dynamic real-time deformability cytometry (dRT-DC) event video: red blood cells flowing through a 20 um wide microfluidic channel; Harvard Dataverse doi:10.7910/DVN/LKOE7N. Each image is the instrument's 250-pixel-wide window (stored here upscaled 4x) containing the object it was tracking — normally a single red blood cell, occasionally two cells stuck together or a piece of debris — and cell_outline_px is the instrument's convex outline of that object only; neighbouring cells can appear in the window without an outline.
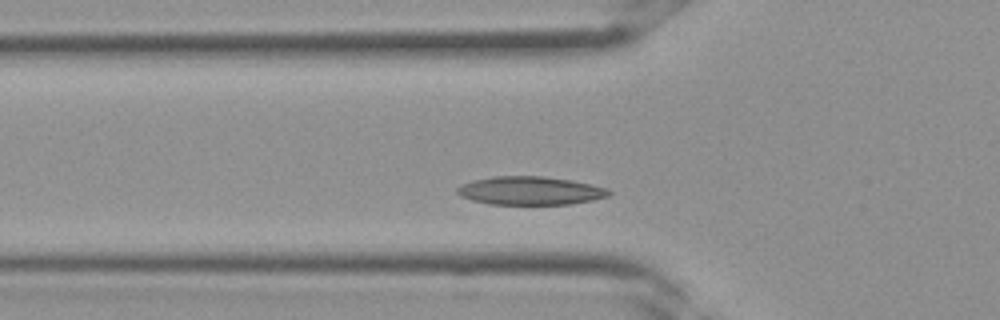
{"species": "Egyptian fruit bat (a non-hibernating species)", "species_latin": "Rousettus aegyptiacus", "temperature_condition": "room temperature", "stored_images_in_passage": 22, "camera_frame_rate_fps": 3000, "um_per_image_px": 0.085, "frame": {"image": 1, "passage_image": 4, "time_ms": 1.0, "image_size_px": [1000, 320], "cell_outline_px": [[612, 192], [608, 196], [592, 200], [568, 204], [488, 204], [472, 200], [460, 196], [456, 192], [456, 188], [472, 180], [496, 176], [544, 176], [572, 180], [592, 184], [608, 188]], "centroid_in_image_um": [45.08, 16.2], "position_along_channel_um": 80.7, "area_um2": 25.09}}
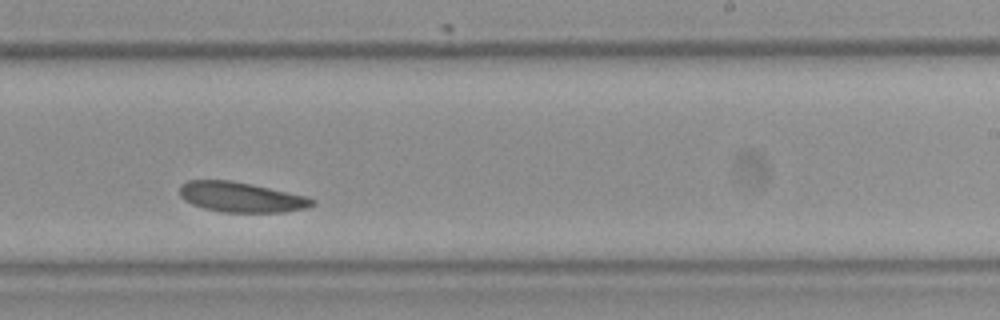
{"frame": {"image": 2, "passage_image": 14, "time_ms": 4.333, "image_size_px": [1000, 320], "cell_outline_px": [[316, 204], [304, 208], [284, 212], [224, 212], [204, 208], [192, 204], [184, 200], [180, 196], [180, 184], [188, 180], [232, 180], [252, 184], [308, 196], [316, 200]], "centroid_in_image_um": [20.5, 16.75], "position_along_channel_um": 268.5, "area_um2": 23.35}}
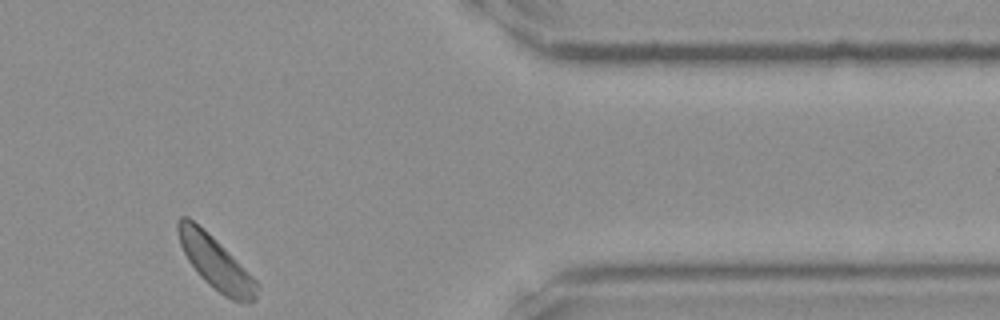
{"frame": {"image": 3, "passage_image": 22, "time_ms": 7.0, "image_size_px": [1000, 320], "cell_outline_px": [[256, 300], [232, 300], [224, 296], [208, 284], [200, 276], [188, 260], [180, 244], [176, 228], [176, 220], [180, 216], [188, 216], [208, 232], [256, 280]], "centroid_in_image_um": [18.24, 22.27], "position_along_channel_um": 393.2, "area_um2": 23.64}}